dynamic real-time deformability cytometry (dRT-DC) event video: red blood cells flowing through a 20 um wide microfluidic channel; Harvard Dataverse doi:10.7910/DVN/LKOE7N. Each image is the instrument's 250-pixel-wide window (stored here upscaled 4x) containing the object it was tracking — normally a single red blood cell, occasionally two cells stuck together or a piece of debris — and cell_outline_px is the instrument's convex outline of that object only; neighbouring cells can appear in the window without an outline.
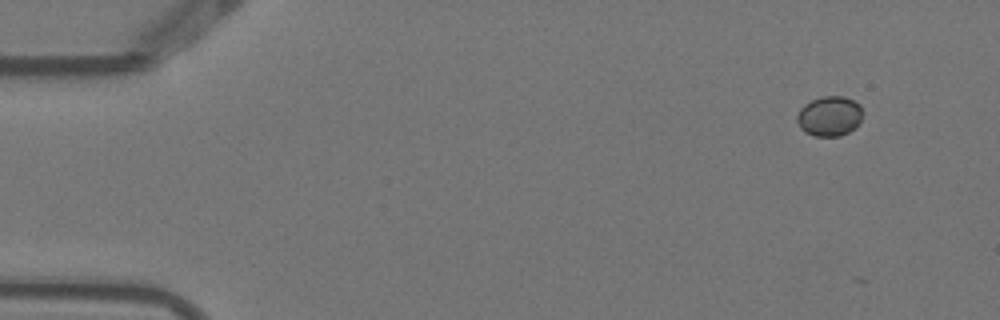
{"species": "Egyptian fruit bat (a non-hibernating species)", "species_latin": "Rousettus aegyptiacus", "temperature_condition": "warm", "stored_images_in_passage": 5, "camera_frame_rate_fps": 3000, "um_per_image_px": 0.085, "animal": {"sex": "female"}, "frame": {"image": 1, "passage_image": 1, "time_ms": 0.0, "image_size_px": [1000, 320], "cell_outline_px": [[864, 112], [856, 128], [840, 136], [816, 136], [804, 132], [800, 128], [796, 120], [796, 116], [800, 108], [804, 104], [812, 100], [824, 96], [844, 96], [860, 104]], "centroid_in_image_um": [70.51, 9.87], "position_along_channel_um": 14.5, "area_um2": 15.49}}
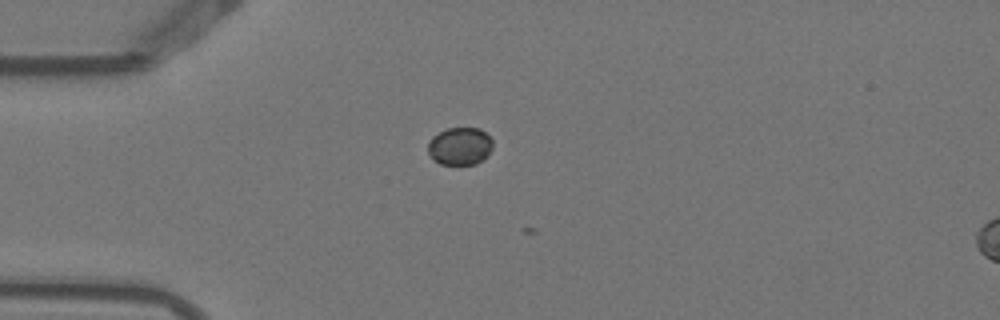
{"frame": {"image": 2, "passage_image": 4, "time_ms": 1.0, "image_size_px": [1000, 320], "cell_outline_px": [[492, 148], [476, 164], [440, 164], [432, 160], [428, 152], [428, 140], [432, 136], [448, 128], [480, 128], [492, 140]], "centroid_in_image_um": [39.04, 12.42], "position_along_channel_um": 46.0, "area_um2": 14.1}}